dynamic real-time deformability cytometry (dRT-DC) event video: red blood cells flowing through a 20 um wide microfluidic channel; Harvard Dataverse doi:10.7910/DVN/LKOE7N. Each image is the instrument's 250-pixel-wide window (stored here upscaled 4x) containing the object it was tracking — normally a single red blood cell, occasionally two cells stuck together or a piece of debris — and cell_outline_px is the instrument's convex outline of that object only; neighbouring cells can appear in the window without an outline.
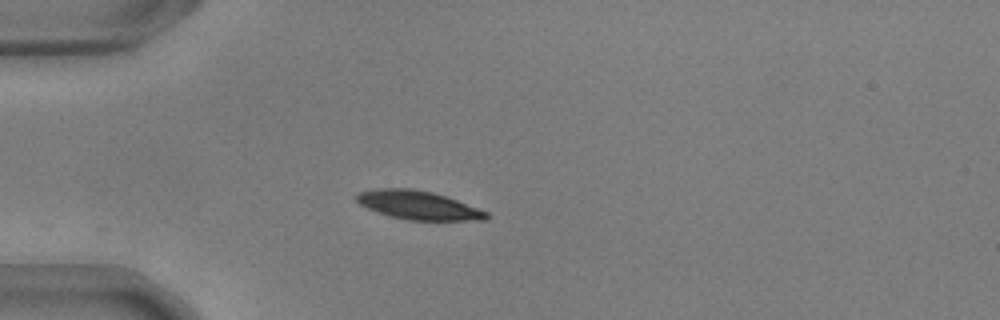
{"species": "common noctule bat (a hibernating species)", "species_latin": "Nyctalus noctula", "temperature_condition": "warm", "stored_images_in_passage": 28, "camera_frame_rate_fps": 3000, "um_per_image_px": 0.085, "animal": {"sex": "male", "body_mass_g": 17.9, "forearm_length_mm": 54.2}, "frame": {"image": 1, "passage_image": 1, "time_ms": 0.0, "image_size_px": [1000, 320], "cell_outline_px": [[488, 216], [484, 220], [408, 220], [388, 216], [376, 212], [360, 204], [352, 196], [360, 192], [380, 188], [408, 188], [432, 192], [456, 200], [488, 212]], "centroid_in_image_um": [35.49, 17.44], "position_along_channel_um": 49.5, "area_um2": 21.5}}
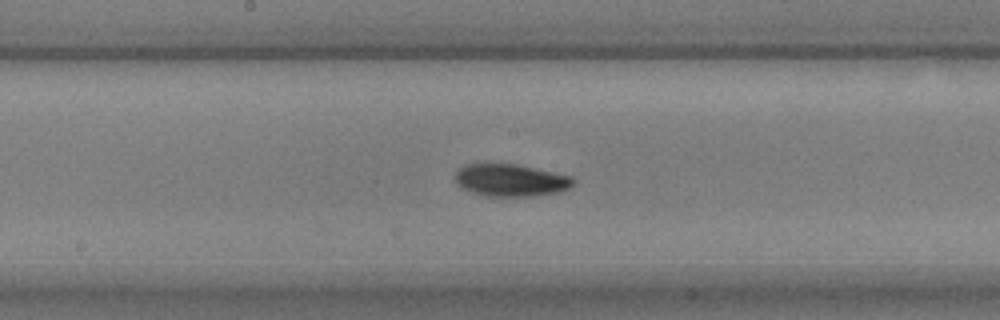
{"frame": {"image": 2, "passage_image": 15, "time_ms": 4.667, "image_size_px": [1000, 320], "cell_outline_px": [[576, 180], [568, 188], [560, 192], [532, 196], [484, 196], [460, 188], [456, 184], [456, 172], [464, 164], [516, 164], [572, 176]], "centroid_in_image_um": [43.4, 15.32], "position_along_channel_um": 204.8, "area_um2": 22.25}}
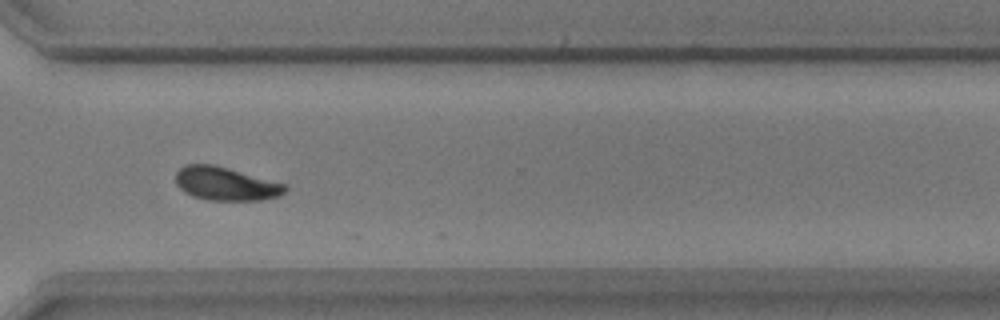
{"frame": {"image": 3, "passage_image": 27, "time_ms": 8.667, "image_size_px": [1000, 320], "cell_outline_px": [[288, 188], [280, 196], [260, 200], [208, 200], [192, 196], [184, 192], [176, 184], [176, 172], [180, 168], [188, 164], [212, 164], [228, 168], [284, 184]], "centroid_in_image_um": [19.15, 15.62], "position_along_channel_um": 351.4, "area_um2": 21.1}}